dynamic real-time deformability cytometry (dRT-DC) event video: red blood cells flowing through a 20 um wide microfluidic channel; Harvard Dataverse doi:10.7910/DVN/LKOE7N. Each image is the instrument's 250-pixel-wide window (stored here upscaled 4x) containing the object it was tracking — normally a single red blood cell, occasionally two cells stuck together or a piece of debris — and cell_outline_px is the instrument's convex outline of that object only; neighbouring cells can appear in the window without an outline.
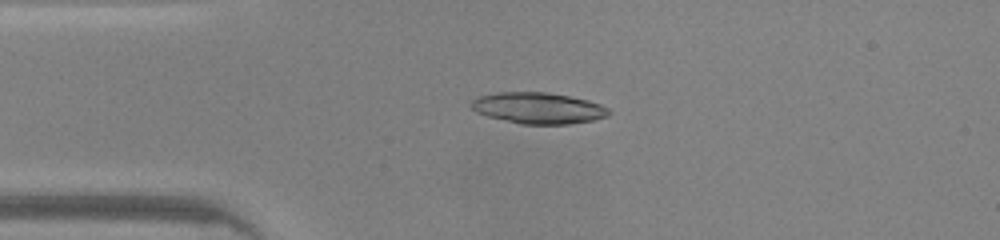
{"species": "common noctule bat (a hibernating species)", "species_latin": "Nyctalus noctula", "temperature_condition": "warm", "stored_images_in_passage": 45, "camera_frame_rate_fps": 3000, "um_per_image_px": 0.085, "animal": {"sex": "male", "body_mass_g": 20.0, "forearm_length_mm": 53.3}, "frame": {"image": 1, "passage_image": 9, "time_ms": 2.667, "image_size_px": [1000, 240], "cell_outline_px": [[612, 112], [608, 116], [592, 120], [568, 124], [520, 124], [488, 116], [476, 112], [472, 108], [472, 100], [476, 96], [496, 92], [548, 92], [588, 100], [600, 104], [608, 108]], "centroid_in_image_um": [45.75, 9.18], "position_along_channel_um": 39.3, "area_um2": 25.03}}
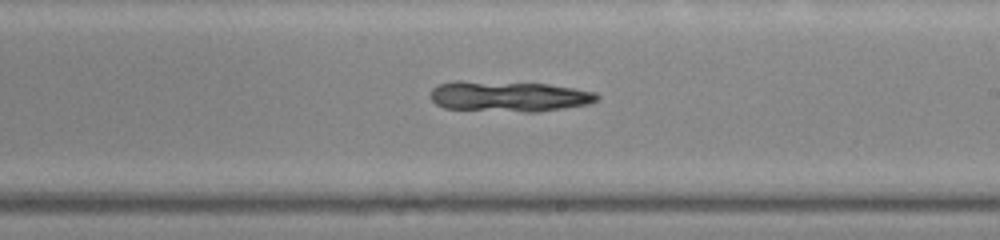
{"frame": {"image": 2, "passage_image": 25, "time_ms": 8.0, "image_size_px": [1000, 240], "cell_outline_px": [[600, 96], [596, 100], [588, 104], [536, 112], [524, 112], [444, 108], [436, 104], [428, 96], [432, 88], [436, 84], [452, 80], [460, 80], [548, 84], [596, 92]], "centroid_in_image_um": [43.17, 8.18], "position_along_channel_um": 245.8, "area_um2": 29.88}}
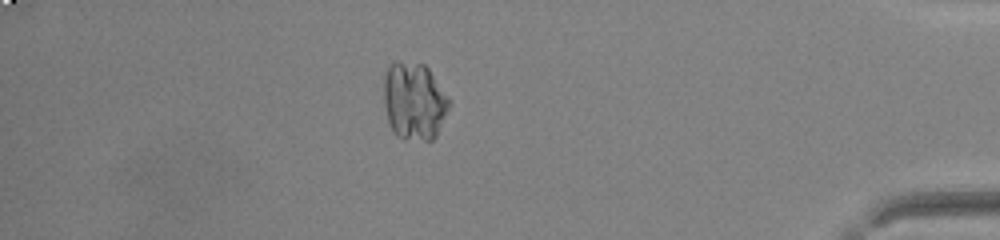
{"frame": {"image": 3, "passage_image": 39, "time_ms": 12.667, "image_size_px": [1000, 240], "cell_outline_px": [[452, 104], [436, 136], [432, 140], [424, 140], [396, 136], [388, 120], [384, 104], [384, 76], [388, 64], [396, 60], [424, 64], [428, 68], [452, 100]], "centroid_in_image_um": [35.23, 8.56], "position_along_channel_um": 400.0, "area_um2": 29.88}}